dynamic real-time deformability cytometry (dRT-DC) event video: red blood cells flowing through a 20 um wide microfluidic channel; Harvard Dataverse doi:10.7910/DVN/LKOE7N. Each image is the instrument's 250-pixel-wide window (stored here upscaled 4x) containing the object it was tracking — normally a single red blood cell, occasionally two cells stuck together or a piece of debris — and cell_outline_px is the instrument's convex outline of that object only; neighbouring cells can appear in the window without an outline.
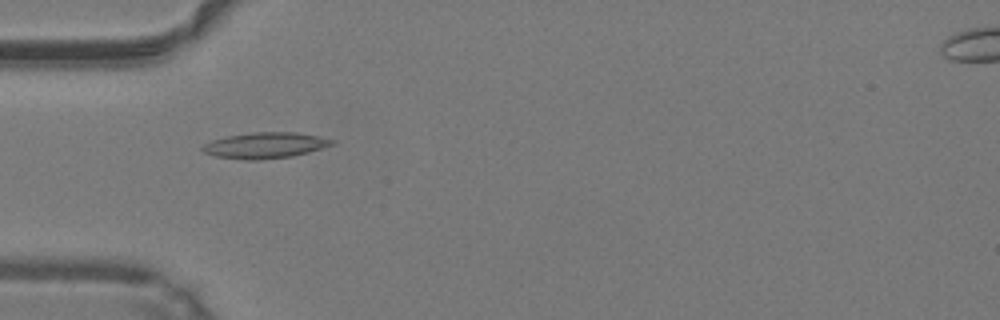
{"species": "common noctule bat (a hibernating species)", "species_latin": "Nyctalus noctula", "temperature_condition": "warm", "stored_images_in_passage": 41, "camera_frame_rate_fps": 3000, "um_per_image_px": 0.085, "animal": {"sex": "male", "body_mass_g": 19.2, "forearm_length_mm": 51.8}, "frame": {"image": 1, "passage_image": 8, "time_ms": 2.333, "image_size_px": [1000, 320], "cell_outline_px": [[336, 144], [308, 152], [292, 156], [260, 160], [244, 160], [216, 156], [204, 152], [200, 148], [204, 144], [212, 140], [228, 136], [252, 132], [296, 132], [320, 136], [336, 140]], "centroid_in_image_um": [22.57, 12.35], "position_along_channel_um": 62.4, "area_um2": 19.65}}
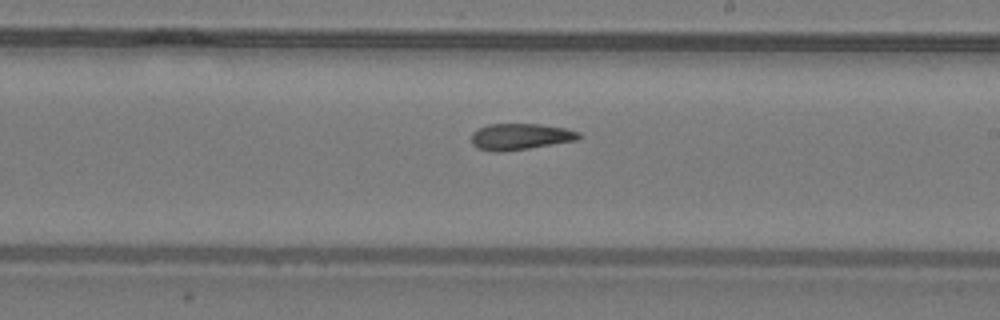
{"frame": {"image": 2, "passage_image": 21, "time_ms": 6.667, "image_size_px": [1000, 320], "cell_outline_px": [[580, 136], [576, 140], [504, 152], [492, 152], [476, 148], [472, 144], [472, 132], [488, 124], [540, 124], [564, 128], [580, 132]], "centroid_in_image_um": [44.18, 11.62], "position_along_channel_um": 244.8, "area_um2": 16.42}}
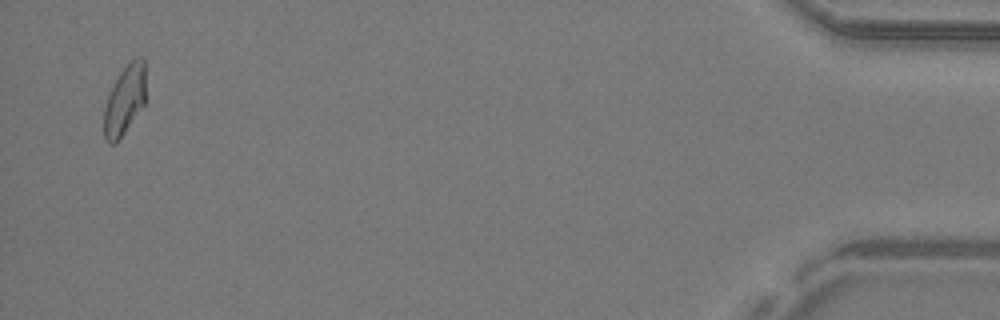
{"frame": {"image": 3, "passage_image": 40, "time_ms": 13.0, "image_size_px": [1000, 320], "cell_outline_px": [[144, 104], [116, 144], [108, 144], [104, 140], [104, 108], [108, 96], [120, 72], [136, 56], [144, 56]], "centroid_in_image_um": [10.58, 8.54], "position_along_channel_um": 424.6, "area_um2": 16.65}, "authors_computed_cell_mechanics": {"area_um2": 16.9354, "velocity_mm_per_s": 4.2434, "shape_relaxation_time_tau1_ms": null, "shape_relaxation_time_tau2_ms": 2.6846, "deformation_change_tau1": null, "deformation_change_tau2": 0.1018}}